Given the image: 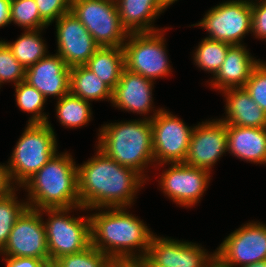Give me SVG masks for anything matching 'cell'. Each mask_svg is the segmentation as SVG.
Wrapping results in <instances>:
<instances>
[{"instance_id": "obj_1", "label": "cell", "mask_w": 266, "mask_h": 267, "mask_svg": "<svg viewBox=\"0 0 266 267\" xmlns=\"http://www.w3.org/2000/svg\"><path fill=\"white\" fill-rule=\"evenodd\" d=\"M96 149L95 156L77 165L80 205L87 211L130 207L145 178L136 170L118 164Z\"/></svg>"}, {"instance_id": "obj_2", "label": "cell", "mask_w": 266, "mask_h": 267, "mask_svg": "<svg viewBox=\"0 0 266 267\" xmlns=\"http://www.w3.org/2000/svg\"><path fill=\"white\" fill-rule=\"evenodd\" d=\"M96 210L99 212L89 216L93 247L111 259H138L148 253L154 233L142 220L127 212L126 207Z\"/></svg>"}, {"instance_id": "obj_3", "label": "cell", "mask_w": 266, "mask_h": 267, "mask_svg": "<svg viewBox=\"0 0 266 267\" xmlns=\"http://www.w3.org/2000/svg\"><path fill=\"white\" fill-rule=\"evenodd\" d=\"M70 154L57 152L21 187L28 192V207L72 208L80 205L78 169Z\"/></svg>"}, {"instance_id": "obj_4", "label": "cell", "mask_w": 266, "mask_h": 267, "mask_svg": "<svg viewBox=\"0 0 266 267\" xmlns=\"http://www.w3.org/2000/svg\"><path fill=\"white\" fill-rule=\"evenodd\" d=\"M144 117L103 125L99 129L96 147L107 157L136 170L146 179L145 168L155 161L151 120Z\"/></svg>"}, {"instance_id": "obj_5", "label": "cell", "mask_w": 266, "mask_h": 267, "mask_svg": "<svg viewBox=\"0 0 266 267\" xmlns=\"http://www.w3.org/2000/svg\"><path fill=\"white\" fill-rule=\"evenodd\" d=\"M51 123H28L7 162L12 181L19 188L57 152Z\"/></svg>"}, {"instance_id": "obj_6", "label": "cell", "mask_w": 266, "mask_h": 267, "mask_svg": "<svg viewBox=\"0 0 266 267\" xmlns=\"http://www.w3.org/2000/svg\"><path fill=\"white\" fill-rule=\"evenodd\" d=\"M75 208L86 211L82 206L41 209L42 214L45 212L48 216L43 223L50 259L57 260L63 255L79 253L91 245L90 217L68 215Z\"/></svg>"}, {"instance_id": "obj_7", "label": "cell", "mask_w": 266, "mask_h": 267, "mask_svg": "<svg viewBox=\"0 0 266 267\" xmlns=\"http://www.w3.org/2000/svg\"><path fill=\"white\" fill-rule=\"evenodd\" d=\"M164 30L128 34L123 45L125 69L154 80L168 76V63Z\"/></svg>"}, {"instance_id": "obj_8", "label": "cell", "mask_w": 266, "mask_h": 267, "mask_svg": "<svg viewBox=\"0 0 266 267\" xmlns=\"http://www.w3.org/2000/svg\"><path fill=\"white\" fill-rule=\"evenodd\" d=\"M70 11L87 28L100 47H123V28L115 0H72Z\"/></svg>"}, {"instance_id": "obj_9", "label": "cell", "mask_w": 266, "mask_h": 267, "mask_svg": "<svg viewBox=\"0 0 266 267\" xmlns=\"http://www.w3.org/2000/svg\"><path fill=\"white\" fill-rule=\"evenodd\" d=\"M251 22V0H230L208 10L199 23L191 26L208 31L209 39L239 45L245 35L252 32Z\"/></svg>"}, {"instance_id": "obj_10", "label": "cell", "mask_w": 266, "mask_h": 267, "mask_svg": "<svg viewBox=\"0 0 266 267\" xmlns=\"http://www.w3.org/2000/svg\"><path fill=\"white\" fill-rule=\"evenodd\" d=\"M154 111L150 116L154 161L159 166L184 163L194 127L187 126L165 108Z\"/></svg>"}, {"instance_id": "obj_11", "label": "cell", "mask_w": 266, "mask_h": 267, "mask_svg": "<svg viewBox=\"0 0 266 267\" xmlns=\"http://www.w3.org/2000/svg\"><path fill=\"white\" fill-rule=\"evenodd\" d=\"M41 210L27 208L15 221L0 255L50 259Z\"/></svg>"}, {"instance_id": "obj_12", "label": "cell", "mask_w": 266, "mask_h": 267, "mask_svg": "<svg viewBox=\"0 0 266 267\" xmlns=\"http://www.w3.org/2000/svg\"><path fill=\"white\" fill-rule=\"evenodd\" d=\"M215 252L232 267L266 260V225L249 222L230 233Z\"/></svg>"}, {"instance_id": "obj_13", "label": "cell", "mask_w": 266, "mask_h": 267, "mask_svg": "<svg viewBox=\"0 0 266 267\" xmlns=\"http://www.w3.org/2000/svg\"><path fill=\"white\" fill-rule=\"evenodd\" d=\"M211 173L185 163H171L160 175V188L163 193L183 207L198 203L209 185Z\"/></svg>"}, {"instance_id": "obj_14", "label": "cell", "mask_w": 266, "mask_h": 267, "mask_svg": "<svg viewBox=\"0 0 266 267\" xmlns=\"http://www.w3.org/2000/svg\"><path fill=\"white\" fill-rule=\"evenodd\" d=\"M194 126L184 163L211 173L213 165L227 152L226 123L220 119Z\"/></svg>"}, {"instance_id": "obj_15", "label": "cell", "mask_w": 266, "mask_h": 267, "mask_svg": "<svg viewBox=\"0 0 266 267\" xmlns=\"http://www.w3.org/2000/svg\"><path fill=\"white\" fill-rule=\"evenodd\" d=\"M55 22L57 54L70 68L85 65L100 46L71 11Z\"/></svg>"}, {"instance_id": "obj_16", "label": "cell", "mask_w": 266, "mask_h": 267, "mask_svg": "<svg viewBox=\"0 0 266 267\" xmlns=\"http://www.w3.org/2000/svg\"><path fill=\"white\" fill-rule=\"evenodd\" d=\"M70 72L66 62L56 53L48 55L34 65L26 68L25 82L35 87L46 99L57 96V99L70 91Z\"/></svg>"}, {"instance_id": "obj_17", "label": "cell", "mask_w": 266, "mask_h": 267, "mask_svg": "<svg viewBox=\"0 0 266 267\" xmlns=\"http://www.w3.org/2000/svg\"><path fill=\"white\" fill-rule=\"evenodd\" d=\"M147 255L163 267H204L212 254L193 242L153 235Z\"/></svg>"}, {"instance_id": "obj_18", "label": "cell", "mask_w": 266, "mask_h": 267, "mask_svg": "<svg viewBox=\"0 0 266 267\" xmlns=\"http://www.w3.org/2000/svg\"><path fill=\"white\" fill-rule=\"evenodd\" d=\"M153 84L154 81L124 68L118 84L112 90L111 103L123 111L148 115L153 108Z\"/></svg>"}, {"instance_id": "obj_19", "label": "cell", "mask_w": 266, "mask_h": 267, "mask_svg": "<svg viewBox=\"0 0 266 267\" xmlns=\"http://www.w3.org/2000/svg\"><path fill=\"white\" fill-rule=\"evenodd\" d=\"M260 63L243 44L231 45L221 68L210 82L211 87L223 91L244 87L253 69Z\"/></svg>"}, {"instance_id": "obj_20", "label": "cell", "mask_w": 266, "mask_h": 267, "mask_svg": "<svg viewBox=\"0 0 266 267\" xmlns=\"http://www.w3.org/2000/svg\"><path fill=\"white\" fill-rule=\"evenodd\" d=\"M227 151L241 160L266 164V128L226 124Z\"/></svg>"}, {"instance_id": "obj_21", "label": "cell", "mask_w": 266, "mask_h": 267, "mask_svg": "<svg viewBox=\"0 0 266 267\" xmlns=\"http://www.w3.org/2000/svg\"><path fill=\"white\" fill-rule=\"evenodd\" d=\"M226 98V117L222 122L242 127L266 128V113L244 87L229 88L222 92Z\"/></svg>"}, {"instance_id": "obj_22", "label": "cell", "mask_w": 266, "mask_h": 267, "mask_svg": "<svg viewBox=\"0 0 266 267\" xmlns=\"http://www.w3.org/2000/svg\"><path fill=\"white\" fill-rule=\"evenodd\" d=\"M123 28L131 33H148L156 29L152 24L166 9L160 0H115Z\"/></svg>"}, {"instance_id": "obj_23", "label": "cell", "mask_w": 266, "mask_h": 267, "mask_svg": "<svg viewBox=\"0 0 266 267\" xmlns=\"http://www.w3.org/2000/svg\"><path fill=\"white\" fill-rule=\"evenodd\" d=\"M85 66L113 90L125 68L123 48L99 47Z\"/></svg>"}, {"instance_id": "obj_24", "label": "cell", "mask_w": 266, "mask_h": 267, "mask_svg": "<svg viewBox=\"0 0 266 267\" xmlns=\"http://www.w3.org/2000/svg\"><path fill=\"white\" fill-rule=\"evenodd\" d=\"M69 92L88 102L105 99L111 102L112 100V89L85 65L71 68Z\"/></svg>"}, {"instance_id": "obj_25", "label": "cell", "mask_w": 266, "mask_h": 267, "mask_svg": "<svg viewBox=\"0 0 266 267\" xmlns=\"http://www.w3.org/2000/svg\"><path fill=\"white\" fill-rule=\"evenodd\" d=\"M42 30H24L16 41L6 42L4 40L14 57L25 68H29L48 55L45 40L40 35Z\"/></svg>"}, {"instance_id": "obj_26", "label": "cell", "mask_w": 266, "mask_h": 267, "mask_svg": "<svg viewBox=\"0 0 266 267\" xmlns=\"http://www.w3.org/2000/svg\"><path fill=\"white\" fill-rule=\"evenodd\" d=\"M91 103L72 95L70 92L57 100L56 115L61 125L80 128L92 119Z\"/></svg>"}, {"instance_id": "obj_27", "label": "cell", "mask_w": 266, "mask_h": 267, "mask_svg": "<svg viewBox=\"0 0 266 267\" xmlns=\"http://www.w3.org/2000/svg\"><path fill=\"white\" fill-rule=\"evenodd\" d=\"M194 55V64L204 71L212 73L213 77L219 71L231 46L223 41L204 38L199 42Z\"/></svg>"}, {"instance_id": "obj_28", "label": "cell", "mask_w": 266, "mask_h": 267, "mask_svg": "<svg viewBox=\"0 0 266 267\" xmlns=\"http://www.w3.org/2000/svg\"><path fill=\"white\" fill-rule=\"evenodd\" d=\"M16 104L20 110L32 114L28 123H47L48 115L44 113L43 108L46 98L27 82L22 81L15 85Z\"/></svg>"}, {"instance_id": "obj_29", "label": "cell", "mask_w": 266, "mask_h": 267, "mask_svg": "<svg viewBox=\"0 0 266 267\" xmlns=\"http://www.w3.org/2000/svg\"><path fill=\"white\" fill-rule=\"evenodd\" d=\"M15 193L0 198V252L7 243L15 221L28 208L27 201H18Z\"/></svg>"}, {"instance_id": "obj_30", "label": "cell", "mask_w": 266, "mask_h": 267, "mask_svg": "<svg viewBox=\"0 0 266 267\" xmlns=\"http://www.w3.org/2000/svg\"><path fill=\"white\" fill-rule=\"evenodd\" d=\"M14 22L24 30L45 29L49 25L41 18L35 0L11 1L10 23Z\"/></svg>"}, {"instance_id": "obj_31", "label": "cell", "mask_w": 266, "mask_h": 267, "mask_svg": "<svg viewBox=\"0 0 266 267\" xmlns=\"http://www.w3.org/2000/svg\"><path fill=\"white\" fill-rule=\"evenodd\" d=\"M111 258L90 245L85 250L63 255L57 262L60 267H109Z\"/></svg>"}, {"instance_id": "obj_32", "label": "cell", "mask_w": 266, "mask_h": 267, "mask_svg": "<svg viewBox=\"0 0 266 267\" xmlns=\"http://www.w3.org/2000/svg\"><path fill=\"white\" fill-rule=\"evenodd\" d=\"M26 68L14 57L7 44L0 40V87L5 82H13L14 86L25 81Z\"/></svg>"}, {"instance_id": "obj_33", "label": "cell", "mask_w": 266, "mask_h": 267, "mask_svg": "<svg viewBox=\"0 0 266 267\" xmlns=\"http://www.w3.org/2000/svg\"><path fill=\"white\" fill-rule=\"evenodd\" d=\"M244 88L253 101L266 113V62L260 61L253 69Z\"/></svg>"}, {"instance_id": "obj_34", "label": "cell", "mask_w": 266, "mask_h": 267, "mask_svg": "<svg viewBox=\"0 0 266 267\" xmlns=\"http://www.w3.org/2000/svg\"><path fill=\"white\" fill-rule=\"evenodd\" d=\"M72 0H35L41 18L50 25L70 12Z\"/></svg>"}, {"instance_id": "obj_35", "label": "cell", "mask_w": 266, "mask_h": 267, "mask_svg": "<svg viewBox=\"0 0 266 267\" xmlns=\"http://www.w3.org/2000/svg\"><path fill=\"white\" fill-rule=\"evenodd\" d=\"M251 0L252 3V32L255 38L266 40V0Z\"/></svg>"}, {"instance_id": "obj_36", "label": "cell", "mask_w": 266, "mask_h": 267, "mask_svg": "<svg viewBox=\"0 0 266 267\" xmlns=\"http://www.w3.org/2000/svg\"><path fill=\"white\" fill-rule=\"evenodd\" d=\"M14 184L8 166L0 163V198L14 192L17 187Z\"/></svg>"}, {"instance_id": "obj_37", "label": "cell", "mask_w": 266, "mask_h": 267, "mask_svg": "<svg viewBox=\"0 0 266 267\" xmlns=\"http://www.w3.org/2000/svg\"><path fill=\"white\" fill-rule=\"evenodd\" d=\"M3 260L6 267H39L43 262L42 259L34 257H6Z\"/></svg>"}, {"instance_id": "obj_38", "label": "cell", "mask_w": 266, "mask_h": 267, "mask_svg": "<svg viewBox=\"0 0 266 267\" xmlns=\"http://www.w3.org/2000/svg\"><path fill=\"white\" fill-rule=\"evenodd\" d=\"M10 7V1L0 0V27L10 24Z\"/></svg>"}, {"instance_id": "obj_39", "label": "cell", "mask_w": 266, "mask_h": 267, "mask_svg": "<svg viewBox=\"0 0 266 267\" xmlns=\"http://www.w3.org/2000/svg\"><path fill=\"white\" fill-rule=\"evenodd\" d=\"M109 267H142L137 259H112Z\"/></svg>"}, {"instance_id": "obj_40", "label": "cell", "mask_w": 266, "mask_h": 267, "mask_svg": "<svg viewBox=\"0 0 266 267\" xmlns=\"http://www.w3.org/2000/svg\"><path fill=\"white\" fill-rule=\"evenodd\" d=\"M204 267H232L224 261L215 251L211 257L205 262Z\"/></svg>"}, {"instance_id": "obj_41", "label": "cell", "mask_w": 266, "mask_h": 267, "mask_svg": "<svg viewBox=\"0 0 266 267\" xmlns=\"http://www.w3.org/2000/svg\"><path fill=\"white\" fill-rule=\"evenodd\" d=\"M137 260L141 263L142 267H163L156 264L147 254Z\"/></svg>"}, {"instance_id": "obj_42", "label": "cell", "mask_w": 266, "mask_h": 267, "mask_svg": "<svg viewBox=\"0 0 266 267\" xmlns=\"http://www.w3.org/2000/svg\"><path fill=\"white\" fill-rule=\"evenodd\" d=\"M39 267H60L57 260L48 259L41 263Z\"/></svg>"}, {"instance_id": "obj_43", "label": "cell", "mask_w": 266, "mask_h": 267, "mask_svg": "<svg viewBox=\"0 0 266 267\" xmlns=\"http://www.w3.org/2000/svg\"><path fill=\"white\" fill-rule=\"evenodd\" d=\"M243 267H266V260H261Z\"/></svg>"}, {"instance_id": "obj_44", "label": "cell", "mask_w": 266, "mask_h": 267, "mask_svg": "<svg viewBox=\"0 0 266 267\" xmlns=\"http://www.w3.org/2000/svg\"><path fill=\"white\" fill-rule=\"evenodd\" d=\"M162 2V4L167 8L168 6H170L171 4L175 3V1L177 0H160Z\"/></svg>"}]
</instances>
